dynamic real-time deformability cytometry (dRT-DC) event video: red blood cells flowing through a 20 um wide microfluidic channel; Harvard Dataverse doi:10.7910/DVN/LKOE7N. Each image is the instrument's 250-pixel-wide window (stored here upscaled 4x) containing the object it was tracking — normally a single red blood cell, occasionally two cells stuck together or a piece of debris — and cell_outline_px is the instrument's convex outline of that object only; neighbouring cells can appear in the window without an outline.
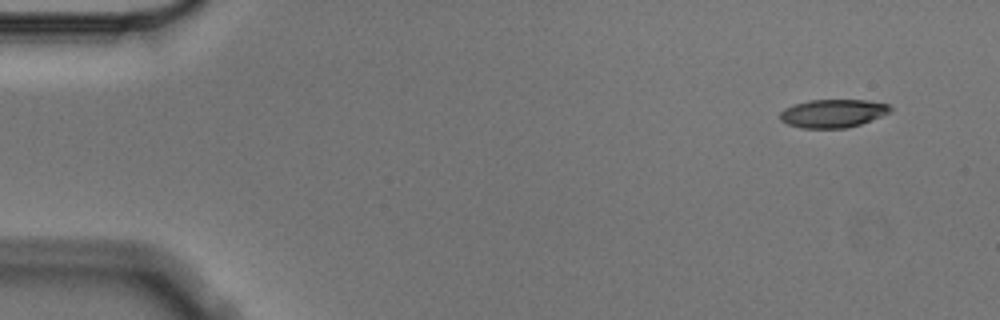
{"species": "Egyptian fruit bat (a non-hibernating species)", "species_latin": "Rousettus aegyptiacus", "temperature_condition": "cold", "stored_images_in_passage": 5, "camera_frame_rate_fps": 3000, "um_per_image_px": 0.085, "animal": {"sex": "male"}, "frame": {"image": 1, "passage_image": 1, "time_ms": 0.0, "image_size_px": [1000, 320], "cell_outline_px": [[892, 112], [860, 124], [848, 128], [800, 128], [788, 124], [780, 120], [780, 112], [784, 108], [792, 104], [808, 100], [868, 100], [888, 104], [892, 108]], "centroid_in_image_um": [70.79, 9.63], "position_along_channel_um": 14.2, "area_um2": 18.32}}